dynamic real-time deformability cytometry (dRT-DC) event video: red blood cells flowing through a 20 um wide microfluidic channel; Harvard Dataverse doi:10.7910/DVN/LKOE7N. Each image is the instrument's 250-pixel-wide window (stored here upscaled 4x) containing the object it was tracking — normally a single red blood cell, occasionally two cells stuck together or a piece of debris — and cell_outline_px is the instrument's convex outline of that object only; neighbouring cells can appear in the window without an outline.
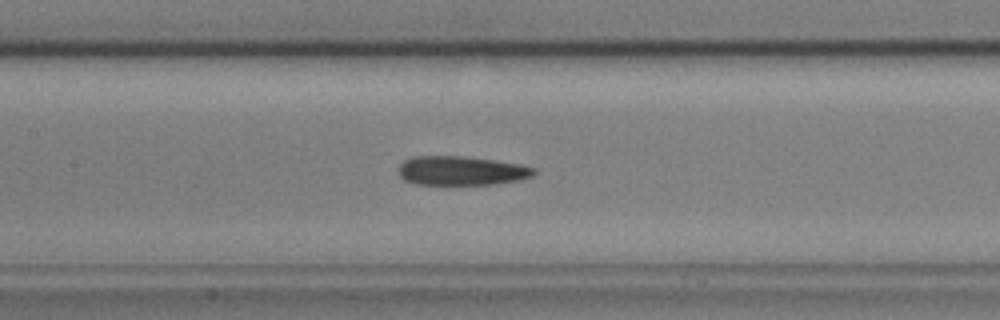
{"species": "common noctule bat (a hibernating species)", "species_latin": "Nyctalus noctula", "temperature_condition": "cold", "stored_images_in_passage": 41, "camera_frame_rate_fps": 3000, "um_per_image_px": 0.085, "animal": {"sex": "male", "body_mass_g": 17.9, "forearm_length_mm": 54.2}, "frame": {"image": 1, "passage_image": 10, "time_ms": 3.0, "image_size_px": [1000, 320], "cell_outline_px": [[536, 172], [532, 176], [520, 180], [496, 184], [416, 184], [404, 180], [396, 172], [400, 164], [404, 160], [412, 156], [460, 156], [496, 160], [520, 164], [536, 168]], "centroid_in_image_um": [39.2, 14.5], "position_along_channel_um": 168.2, "area_um2": 23.18}}
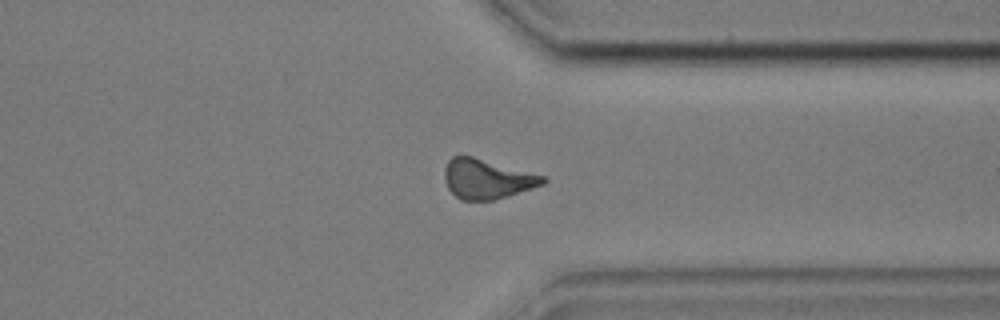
{"frame": {"image": 2, "passage_image": 27, "time_ms": 8.667, "image_size_px": [1000, 320], "cell_outline_px": [[548, 180], [544, 184], [508, 196], [492, 200], [460, 200], [448, 188], [444, 180], [444, 168], [448, 160], [452, 156], [472, 156], [548, 176]], "centroid_in_image_um": [41.42, 15.2], "position_along_channel_um": 370.0, "area_um2": 22.95}}
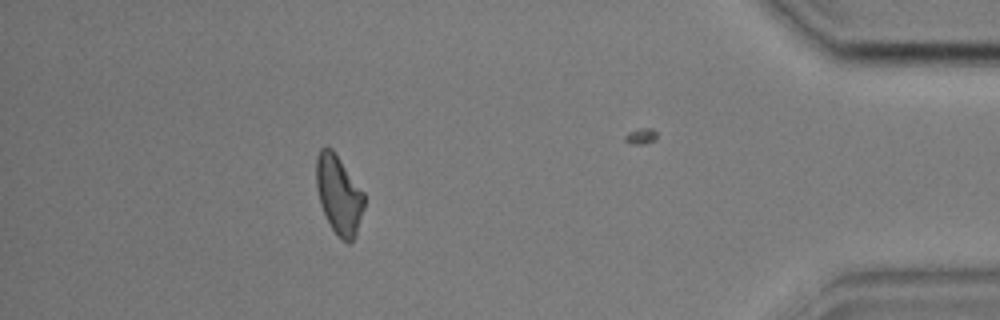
{"frame": {"image": 3, "passage_image": 34, "time_ms": 11.0, "image_size_px": [1000, 320], "cell_outline_px": [[364, 208], [356, 232], [352, 240], [348, 244], [332, 228], [320, 204], [316, 188], [316, 156], [320, 148], [332, 148], [364, 192]], "centroid_in_image_um": [28.79, 16.51], "position_along_channel_um": 406.4, "area_um2": 21.68}, "authors_computed_cell_mechanics": {"area_um2": 23.0044, "velocity_mm_per_s": 3.5865, "shape_relaxation_time_tau1_ms": null, "shape_relaxation_time_tau2_ms": 7.0391, "deformation_change_tau1": null, "deformation_change_tau2": 0.1558}}